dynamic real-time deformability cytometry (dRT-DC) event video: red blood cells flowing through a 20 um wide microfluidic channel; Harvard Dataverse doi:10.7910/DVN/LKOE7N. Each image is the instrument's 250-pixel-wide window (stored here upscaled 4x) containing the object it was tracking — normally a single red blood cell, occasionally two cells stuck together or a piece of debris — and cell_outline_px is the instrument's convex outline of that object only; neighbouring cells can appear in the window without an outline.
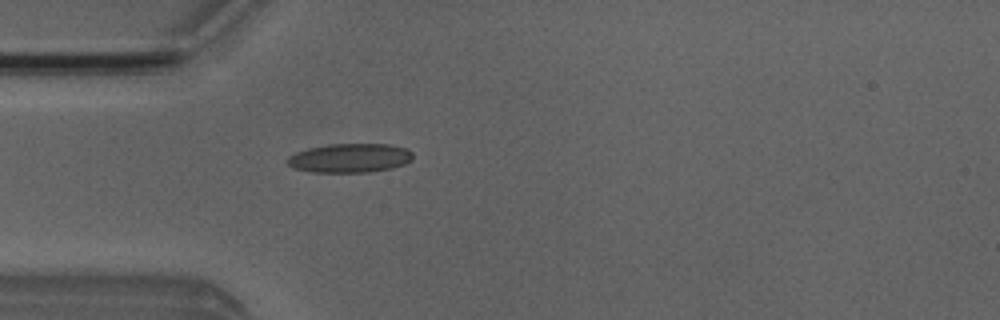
{"species": "Egyptian fruit bat (a non-hibernating species)", "species_latin": "Rousettus aegyptiacus", "temperature_condition": "room temperature", "stored_images_in_passage": 3, "camera_frame_rate_fps": 3000, "um_per_image_px": 0.085, "animal": {"sex": "male"}, "frame": {"image": 1, "passage_image": 3, "time_ms": 2.333, "image_size_px": [1000, 320], "cell_outline_px": [[412, 160], [404, 164], [392, 168], [368, 172], [312, 172], [296, 168], [288, 164], [284, 160], [288, 156], [296, 152], [308, 148], [328, 144], [388, 144], [408, 148], [412, 152]], "centroid_in_image_um": [29.74, 13.42], "position_along_channel_um": 55.3, "area_um2": 21.33}}